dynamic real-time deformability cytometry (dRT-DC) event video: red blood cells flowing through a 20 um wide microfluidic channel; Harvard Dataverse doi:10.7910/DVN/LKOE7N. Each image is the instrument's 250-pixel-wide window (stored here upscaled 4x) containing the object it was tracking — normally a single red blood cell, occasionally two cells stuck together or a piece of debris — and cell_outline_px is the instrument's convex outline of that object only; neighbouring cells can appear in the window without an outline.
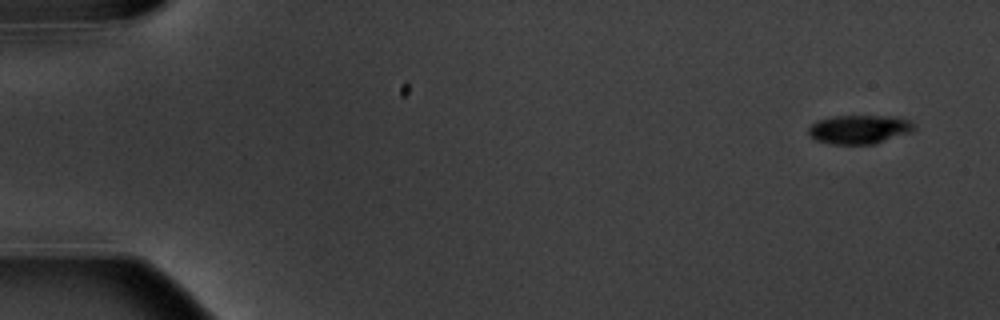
{"species": "common noctule bat (a hibernating species)", "species_latin": "Nyctalus noctula", "temperature_condition": "warm", "stored_images_in_passage": 15, "camera_frame_rate_fps": 3000, "um_per_image_px": 0.085, "animal": {"sex": "male", "body_mass_g": 20.1, "forearm_length_mm": 53.5}, "frame": {"image": 1, "passage_image": 1, "time_ms": 0.0, "image_size_px": [1000, 320], "cell_outline_px": [[916, 128], [912, 132], [876, 144], [832, 144], [816, 140], [808, 132], [808, 128], [816, 120], [832, 116], [896, 116], [912, 120], [916, 124]], "centroid_in_image_um": [73.11, 10.99], "position_along_channel_um": 11.9, "area_um2": 18.09}}
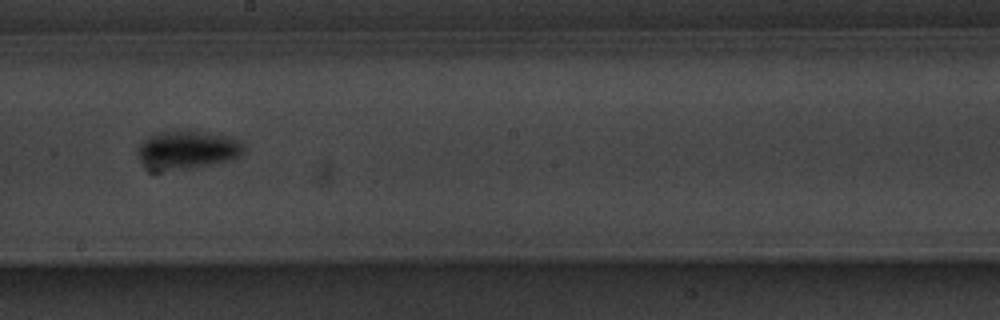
{"frame": {"image": 2, "passage_image": 9, "time_ms": 10.0, "image_size_px": [1000, 320], "cell_outline_px": [[244, 152], [240, 156], [232, 160], [192, 168], [164, 172], [152, 172], [144, 168], [136, 156], [136, 144], [148, 136], [164, 132], [196, 132], [232, 136], [240, 140], [244, 144]], "centroid_in_image_um": [15.84, 12.8], "position_along_channel_um": 232.4, "area_um2": 24.39}}
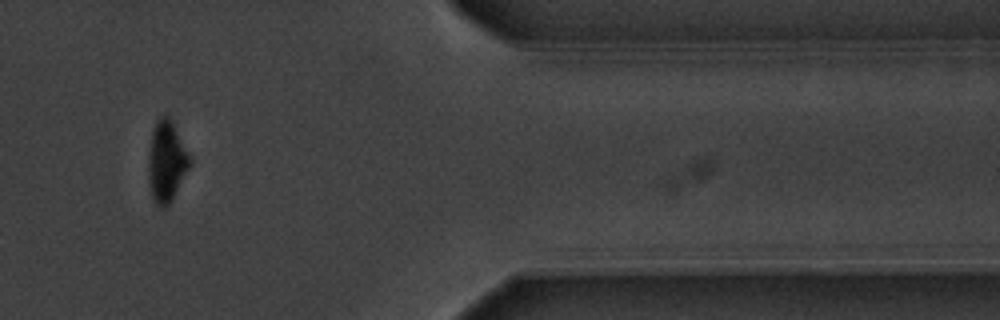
{"frame": {"image": 3, "passage_image": 13, "time_ms": 15.333, "image_size_px": [1000, 320], "cell_outline_px": [[192, 164], [172, 200], [164, 208], [160, 208], [156, 204], [152, 196], [148, 180], [148, 152], [152, 128], [156, 120], [160, 116], [168, 116], [192, 156]], "centroid_in_image_um": [14.16, 13.73], "position_along_channel_um": 397.2, "area_um2": 19.94}, "authors_computed_cell_mechanics": {"area_um2": 19.5364, "velocity_mm_per_s": 3.5835, "shape_relaxation_time_tau1_ms": 1.5587, "shape_relaxation_time_tau2_ms": 4.1916, "deformation_change_tau1": 0.1423, "deformation_change_tau2": 0.0527}}